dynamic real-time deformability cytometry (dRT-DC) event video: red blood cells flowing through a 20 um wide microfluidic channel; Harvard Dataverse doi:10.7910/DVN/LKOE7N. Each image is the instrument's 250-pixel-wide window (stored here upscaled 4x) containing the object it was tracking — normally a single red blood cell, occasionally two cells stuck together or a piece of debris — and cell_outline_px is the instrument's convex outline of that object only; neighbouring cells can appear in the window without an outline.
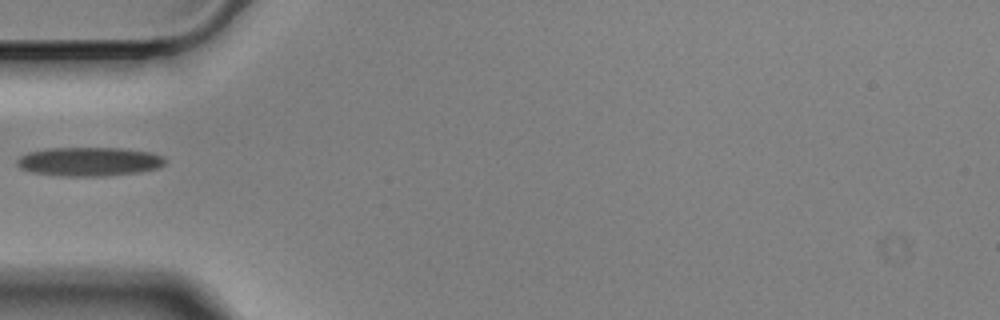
{"species": "Egyptian fruit bat (a non-hibernating species)", "species_latin": "Rousettus aegyptiacus", "temperature_condition": "cold", "stored_images_in_passage": 6, "camera_frame_rate_fps": 3000, "um_per_image_px": 0.085, "animal": {"sex": "male"}, "frame": {"image": 1, "passage_image": 1, "time_ms": 0.0, "image_size_px": [1000, 320], "cell_outline_px": [[168, 160], [164, 164], [156, 168], [136, 172], [100, 176], [64, 176], [32, 172], [20, 168], [16, 164], [16, 160], [20, 156], [28, 152], [48, 148], [120, 148], [152, 152], [164, 156]], "centroid_in_image_um": [7.57, 13.72], "position_along_channel_um": 77.4, "area_um2": 24.91}}
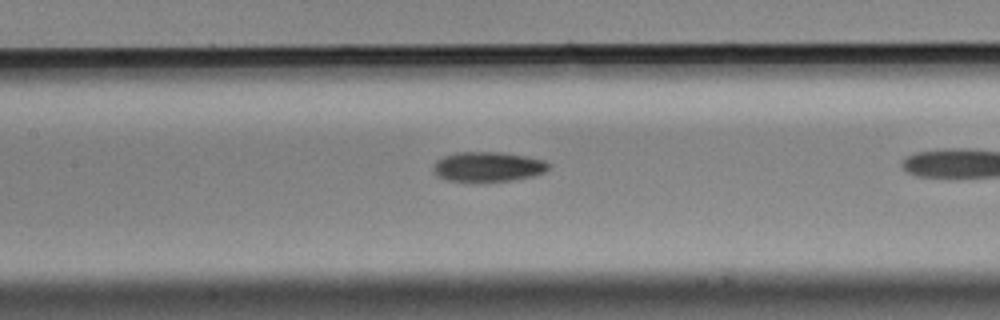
{"frame": {"image": 2, "passage_image": 5, "time_ms": 1.333, "image_size_px": [1000, 320], "cell_outline_px": [[552, 168], [544, 172], [532, 176], [512, 180], [448, 180], [436, 176], [432, 168], [436, 160], [444, 156], [456, 152], [500, 152], [524, 156], [544, 160], [552, 164]], "centroid_in_image_um": [41.49, 14.15], "position_along_channel_um": 165.9, "area_um2": 19.83}}